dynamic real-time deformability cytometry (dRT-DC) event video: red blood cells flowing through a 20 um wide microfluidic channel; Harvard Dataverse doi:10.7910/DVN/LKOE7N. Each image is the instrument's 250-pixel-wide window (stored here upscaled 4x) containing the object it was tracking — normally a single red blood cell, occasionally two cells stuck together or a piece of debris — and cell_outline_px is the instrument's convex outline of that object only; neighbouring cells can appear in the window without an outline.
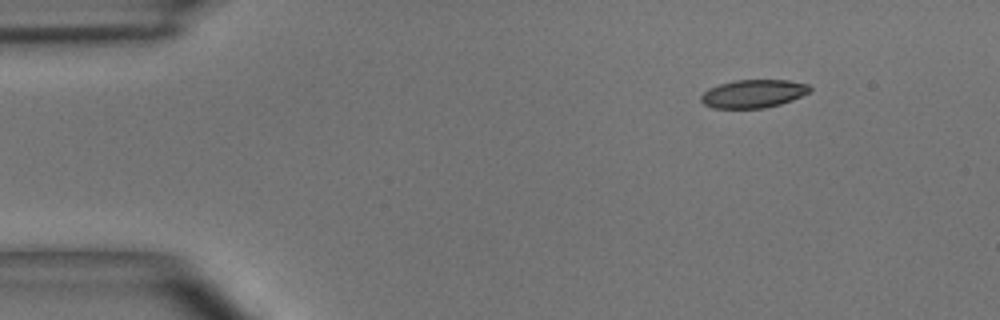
{"species": "common noctule bat (a hibernating species)", "species_latin": "Nyctalus noctula", "temperature_condition": "room temperature", "stored_images_in_passage": 44, "camera_frame_rate_fps": 3000, "um_per_image_px": 0.085, "animal": {"sex": "male", "body_mass_g": 15.6}, "frame": {"image": 1, "passage_image": 1, "time_ms": 0.0, "image_size_px": [1000, 320], "cell_outline_px": [[812, 92], [792, 100], [780, 104], [764, 108], [712, 108], [704, 104], [700, 100], [700, 96], [708, 88], [720, 84], [736, 80], [788, 80], [808, 84], [812, 88]], "centroid_in_image_um": [64.05, 7.96], "position_along_channel_um": 20.9, "area_um2": 17.98}}
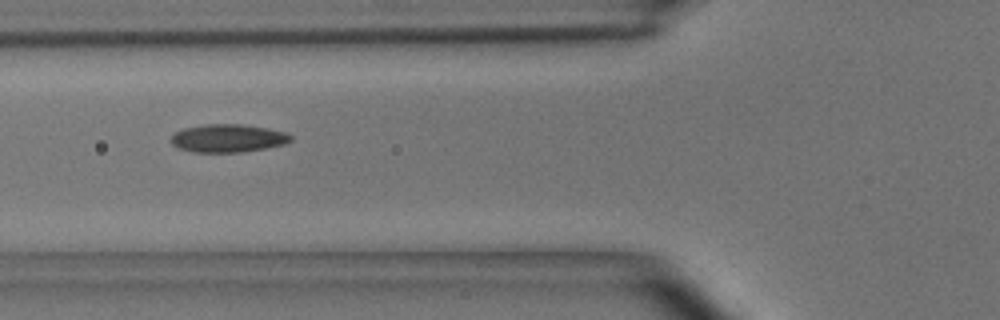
{"frame": {"image": 2, "passage_image": 13, "time_ms": 4.0, "image_size_px": [1000, 320], "cell_outline_px": [[292, 140], [284, 144], [244, 152], [192, 152], [176, 148], [172, 144], [172, 136], [176, 132], [184, 128], [204, 124], [240, 124], [268, 128], [284, 132], [292, 136]], "centroid_in_image_um": [19.36, 11.75], "position_along_channel_um": 106.4, "area_um2": 19.54}}
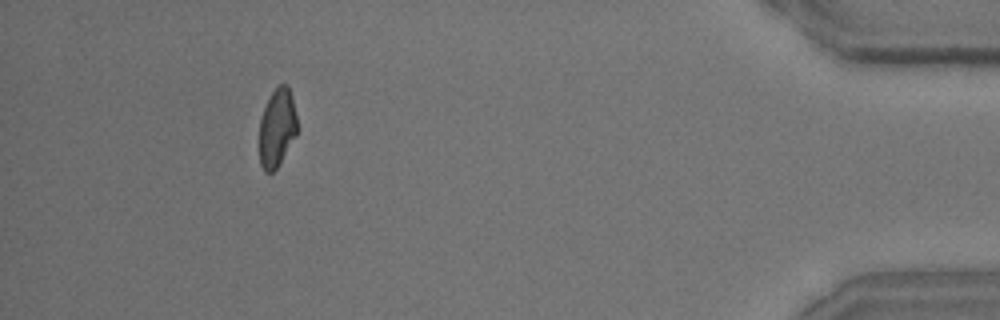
{"frame": {"image": 3, "passage_image": 40, "time_ms": 13.0, "image_size_px": [1000, 320], "cell_outline_px": [[296, 136], [276, 168], [272, 172], [264, 172], [260, 164], [260, 120], [264, 108], [272, 92], [280, 84], [288, 84], [292, 96], [296, 116]], "centroid_in_image_um": [23.55, 10.86], "position_along_channel_um": 411.7, "area_um2": 16.99}, "authors_computed_cell_mechanics": {"area_um2": 18.785, "velocity_mm_per_s": 4.0556, "shape_relaxation_time_tau1_ms": 3.71, "shape_relaxation_time_tau2_ms": 1.9228, "deformation_change_tau1": 0.1413, "deformation_change_tau2": 0.0863}}